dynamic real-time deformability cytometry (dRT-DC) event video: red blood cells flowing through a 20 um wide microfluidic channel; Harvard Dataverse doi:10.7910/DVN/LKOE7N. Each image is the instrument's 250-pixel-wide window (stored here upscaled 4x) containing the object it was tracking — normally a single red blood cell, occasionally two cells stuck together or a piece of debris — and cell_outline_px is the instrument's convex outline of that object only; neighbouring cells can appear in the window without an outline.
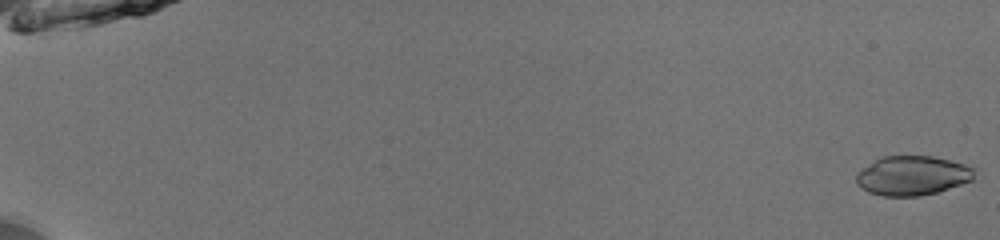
{"species": "common noctule bat (a hibernating species)", "species_latin": "Nyctalus noctula", "temperature_condition": "room temperature", "stored_images_in_passage": 53, "camera_frame_rate_fps": 3000, "um_per_image_px": 0.085, "animal": {"sex": "male", "body_mass_g": 13.0, "forearm_length_mm": 53.1}, "frame": {"image": 1, "passage_image": 1, "time_ms": 0.0, "image_size_px": [1000, 240], "cell_outline_px": [[976, 168], [972, 180], [936, 192], [920, 196], [884, 196], [868, 192], [860, 188], [856, 184], [856, 172], [880, 156], [932, 156], [964, 164]], "centroid_in_image_um": [77.51, 14.92], "position_along_channel_um": 7.5, "area_um2": 27.17}}
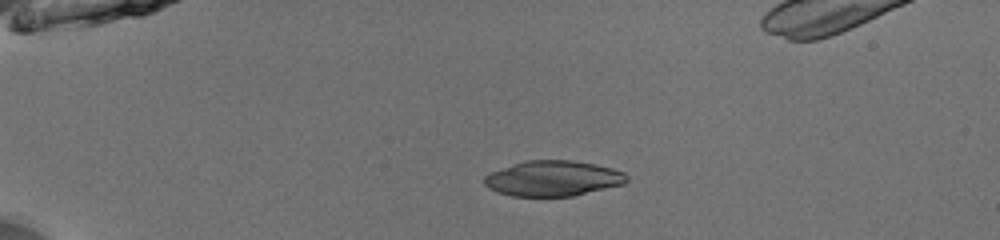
{"frame": {"image": 2, "passage_image": 14, "time_ms": 4.333, "image_size_px": [1000, 240], "cell_outline_px": [[628, 180], [624, 184], [572, 196], [512, 196], [496, 192], [488, 188], [484, 184], [484, 176], [492, 172], [512, 164], [524, 160], [572, 160], [596, 164], [612, 168], [624, 172], [628, 176]], "centroid_in_image_um": [47.01, 15.16], "position_along_channel_um": 38.0, "area_um2": 29.48}}